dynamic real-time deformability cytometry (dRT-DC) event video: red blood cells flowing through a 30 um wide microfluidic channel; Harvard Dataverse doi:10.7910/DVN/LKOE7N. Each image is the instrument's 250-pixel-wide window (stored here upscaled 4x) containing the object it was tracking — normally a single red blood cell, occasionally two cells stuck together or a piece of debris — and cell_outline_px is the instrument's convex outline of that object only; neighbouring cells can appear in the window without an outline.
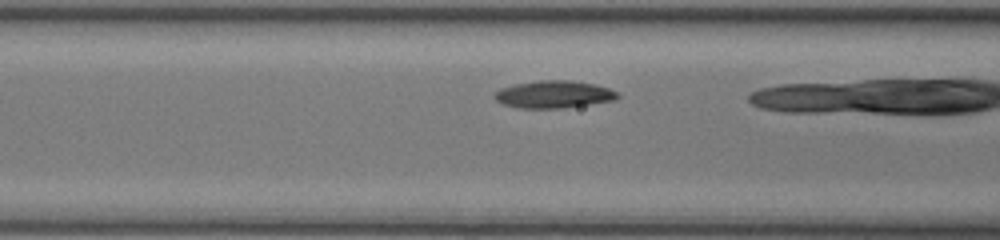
{"species": "common noctule bat (a hibernating species)", "species_latin": "Nyctalus noctula", "temperature_condition": "room temperature", "stored_images_in_passage": 7, "camera_frame_rate_fps": 3000, "um_per_image_px": 0.085, "animal": {"sex": "female", "body_mass_g": 17.0, "forearm_length_mm": 48.0}, "frame": {"image": 1, "passage_image": 6, "time_ms": 1.667, "image_size_px": [1000, 240], "cell_outline_px": [[620, 96], [616, 100], [560, 108], [520, 108], [504, 104], [496, 100], [492, 96], [500, 88], [516, 84], [536, 80], [572, 80], [592, 84], [608, 88], [616, 92]], "centroid_in_image_um": [47.05, 8.01], "position_along_channel_um": 119.6, "area_um2": 19.48}}